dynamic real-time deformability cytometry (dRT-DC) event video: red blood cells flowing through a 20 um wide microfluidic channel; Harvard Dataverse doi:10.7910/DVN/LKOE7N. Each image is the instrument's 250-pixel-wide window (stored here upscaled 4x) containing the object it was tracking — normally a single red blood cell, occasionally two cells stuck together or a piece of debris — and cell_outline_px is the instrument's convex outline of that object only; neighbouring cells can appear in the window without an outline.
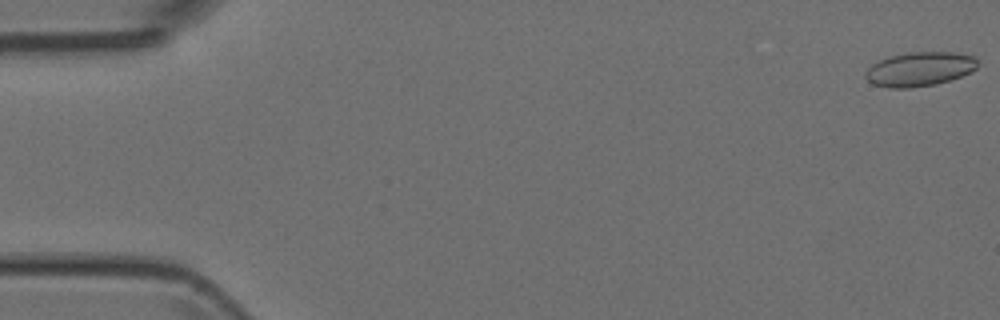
{"species": "Egyptian fruit bat (a non-hibernating species)", "species_latin": "Rousettus aegyptiacus", "temperature_condition": "room temperature", "stored_images_in_passage": 33, "camera_frame_rate_fps": 3000, "um_per_image_px": 0.085, "animal": {"sex": "female"}, "frame": {"image": 1, "passage_image": 1, "time_ms": 0.0, "image_size_px": [1000, 320], "cell_outline_px": [[980, 64], [972, 72], [936, 84], [912, 88], [888, 88], [872, 84], [864, 76], [864, 72], [872, 64], [888, 56], [908, 52], [956, 52], [976, 56]], "centroid_in_image_um": [78.18, 5.86], "position_along_channel_um": 6.8, "area_um2": 22.72}}
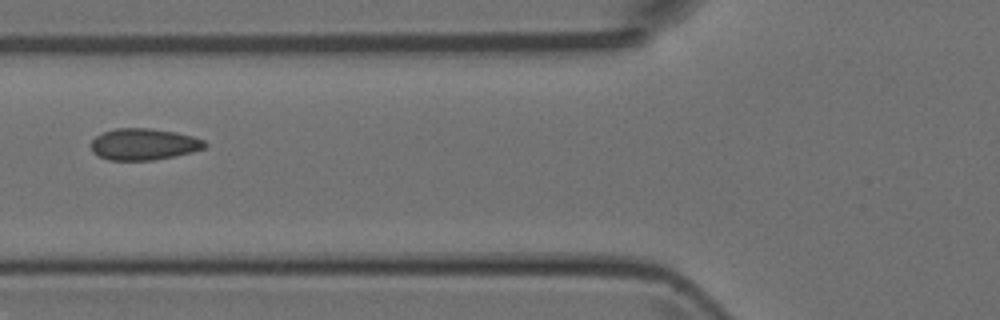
{"frame": {"image": 2, "passage_image": 20, "time_ms": 6.333, "image_size_px": [1000, 320], "cell_outline_px": [[208, 144], [204, 148], [192, 152], [152, 160], [108, 160], [92, 152], [92, 140], [96, 136], [104, 132], [116, 128], [148, 128], [176, 132], [192, 136], [204, 140]], "centroid_in_image_um": [12.23, 12.25], "position_along_channel_um": 113.6, "area_um2": 20.75}}
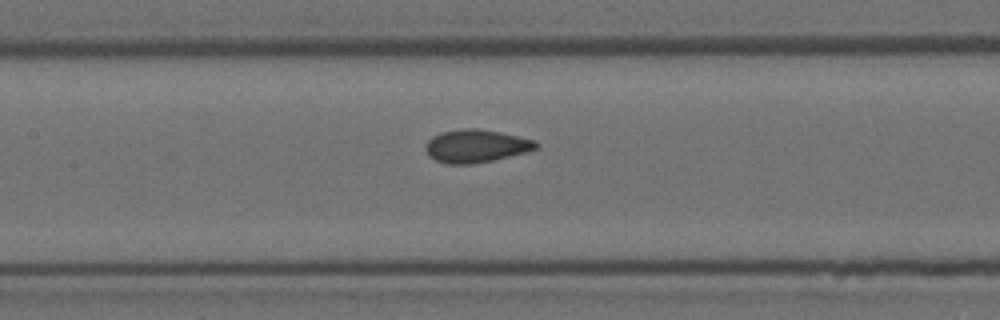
{"frame": {"image": 3, "passage_image": 24, "time_ms": 7.667, "image_size_px": [1000, 320], "cell_outline_px": [[540, 144], [536, 148], [524, 152], [492, 160], [472, 164], [448, 164], [436, 160], [428, 156], [424, 148], [428, 140], [432, 136], [440, 132], [464, 128], [476, 128], [500, 132], [536, 140]], "centroid_in_image_um": [40.42, 12.4], "position_along_channel_um": 167.0, "area_um2": 21.15}}